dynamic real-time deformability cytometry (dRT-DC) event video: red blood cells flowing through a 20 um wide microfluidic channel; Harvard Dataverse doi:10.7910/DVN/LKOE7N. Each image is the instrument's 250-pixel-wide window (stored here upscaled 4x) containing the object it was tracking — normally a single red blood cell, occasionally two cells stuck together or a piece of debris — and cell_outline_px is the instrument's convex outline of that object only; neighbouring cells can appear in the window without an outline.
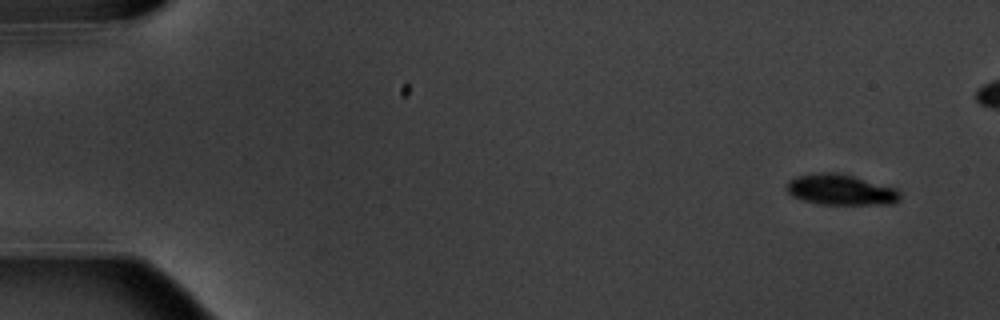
{"species": "common noctule bat (a hibernating species)", "species_latin": "Nyctalus noctula", "temperature_condition": "warm", "stored_images_in_passage": 5, "camera_frame_rate_fps": 3000, "um_per_image_px": 0.085, "animal": {"sex": "male", "body_mass_g": 20.1, "forearm_length_mm": 53.5}, "frame": {"image": 1, "passage_image": 1, "time_ms": 0.0, "image_size_px": [1000, 320], "cell_outline_px": [[900, 200], [892, 204], [820, 204], [804, 200], [792, 196], [784, 188], [788, 180], [796, 176], [820, 172], [836, 172], [852, 176], [896, 188], [900, 192]], "centroid_in_image_um": [71.43, 16.12], "position_along_channel_um": 13.6, "area_um2": 20.29}}